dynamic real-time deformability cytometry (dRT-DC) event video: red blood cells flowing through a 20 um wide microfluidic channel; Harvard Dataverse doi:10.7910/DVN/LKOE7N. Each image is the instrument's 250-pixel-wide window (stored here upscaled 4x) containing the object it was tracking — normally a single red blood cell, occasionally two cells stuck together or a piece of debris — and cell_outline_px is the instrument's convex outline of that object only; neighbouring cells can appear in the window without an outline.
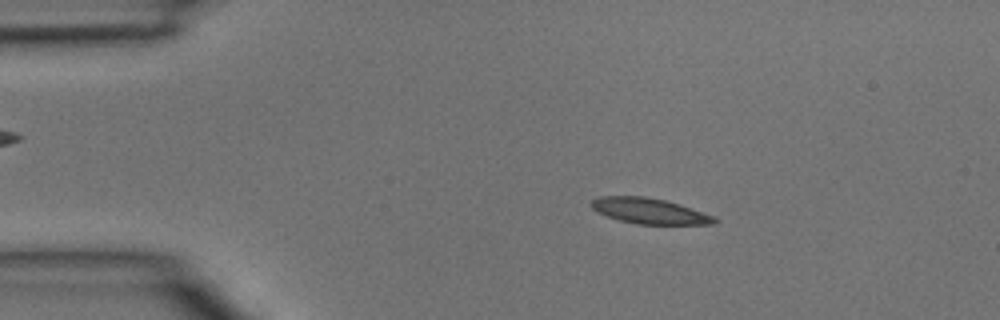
{"species": "common noctule bat (a hibernating species)", "species_latin": "Nyctalus noctula", "temperature_condition": "room temperature", "stored_images_in_passage": 3, "camera_frame_rate_fps": 3000, "um_per_image_px": 0.085, "animal": {"sex": "male", "body_mass_g": 15.6}, "frame": {"image": 1, "passage_image": 2, "time_ms": 0.333, "image_size_px": [1000, 320], "cell_outline_px": [[720, 220], [716, 224], [636, 224], [620, 220], [608, 216], [592, 208], [592, 200], [600, 196], [644, 196], [664, 200], [716, 216]], "centroid_in_image_um": [55.26, 17.94], "position_along_channel_um": 29.7, "area_um2": 18.15}}
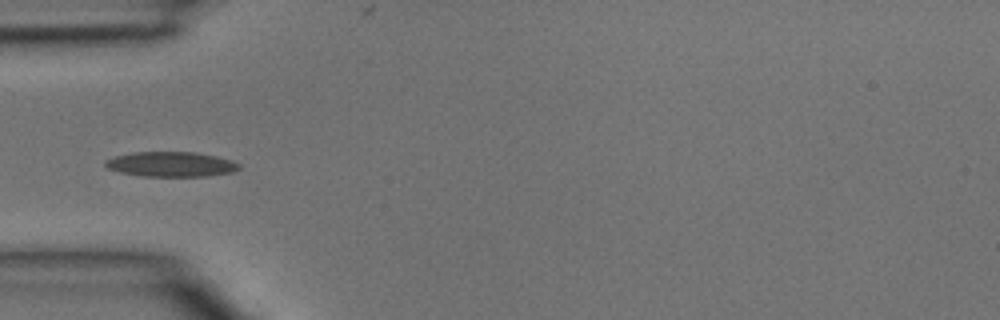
{"frame": {"image": 2, "passage_image": 3, "time_ms": 0.667, "image_size_px": [1000, 320], "cell_outline_px": [[240, 168], [232, 172], [208, 176], [144, 176], [120, 172], [108, 168], [104, 164], [104, 160], [116, 156], [132, 152], [196, 152], [216, 156], [232, 160], [240, 164]], "centroid_in_image_um": [14.55, 13.95], "position_along_channel_um": 70.4, "area_um2": 19.42}}